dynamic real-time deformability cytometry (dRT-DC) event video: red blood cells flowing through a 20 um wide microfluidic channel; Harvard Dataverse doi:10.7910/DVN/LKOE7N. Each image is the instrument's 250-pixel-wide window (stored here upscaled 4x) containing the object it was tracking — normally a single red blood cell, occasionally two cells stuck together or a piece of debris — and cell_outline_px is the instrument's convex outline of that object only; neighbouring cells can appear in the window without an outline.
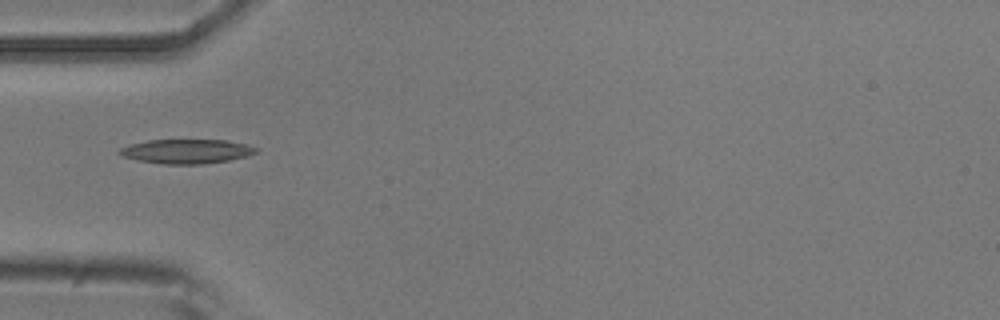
{"species": "common noctule bat (a hibernating species)", "species_latin": "Nyctalus noctula", "temperature_condition": "room temperature", "stored_images_in_passage": 32, "camera_frame_rate_fps": 3000, "um_per_image_px": 0.085, "animal": {"sex": "male", "body_mass_g": 20.5, "forearm_length_mm": 52.5}, "frame": {"image": 1, "passage_image": 1, "time_ms": 0.0, "image_size_px": [1000, 320], "cell_outline_px": [[256, 152], [248, 156], [228, 160], [204, 164], [164, 164], [136, 160], [124, 156], [116, 152], [120, 148], [128, 144], [148, 140], [224, 140], [244, 144], [256, 148]], "centroid_in_image_um": [15.79, 12.86], "position_along_channel_um": 69.2, "area_um2": 19.25}}
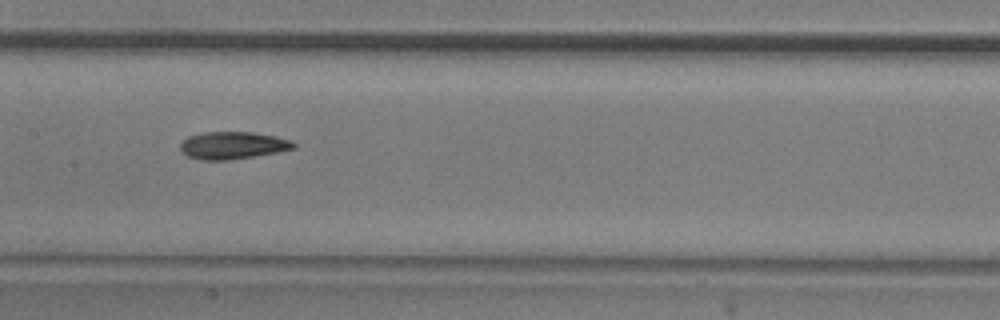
{"frame": {"image": 2, "passage_image": 10, "time_ms": 3.0, "image_size_px": [1000, 320], "cell_outline_px": [[296, 148], [276, 152], [228, 160], [200, 160], [188, 156], [180, 148], [180, 144], [188, 136], [204, 132], [252, 132], [276, 136], [292, 140], [296, 144]], "centroid_in_image_um": [19.8, 12.35], "position_along_channel_um": 187.6, "area_um2": 17.98}}
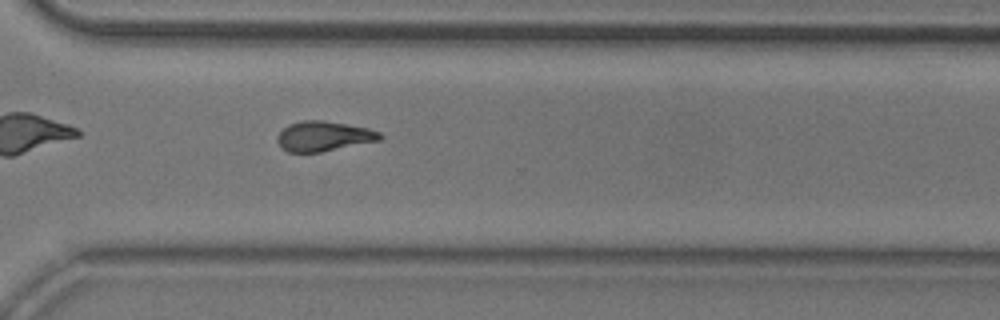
{"frame": {"image": 3, "passage_image": 22, "time_ms": 7.0, "image_size_px": [1000, 320], "cell_outline_px": [[384, 136], [380, 140], [320, 152], [288, 152], [280, 148], [276, 140], [276, 136], [288, 124], [304, 120], [324, 120], [368, 128], [380, 132]], "centroid_in_image_um": [27.48, 11.58], "position_along_channel_um": 343.1, "area_um2": 17.98}, "authors_computed_cell_mechanics": {"area_um2": 17.918, "velocity_mm_per_s": 3.9033, "shape_relaxation_time_tau1_ms": 4.3652, "shape_relaxation_time_tau2_ms": 4.7184, "deformation_change_tau1": 0.153, "deformation_change_tau2": 0.128}}